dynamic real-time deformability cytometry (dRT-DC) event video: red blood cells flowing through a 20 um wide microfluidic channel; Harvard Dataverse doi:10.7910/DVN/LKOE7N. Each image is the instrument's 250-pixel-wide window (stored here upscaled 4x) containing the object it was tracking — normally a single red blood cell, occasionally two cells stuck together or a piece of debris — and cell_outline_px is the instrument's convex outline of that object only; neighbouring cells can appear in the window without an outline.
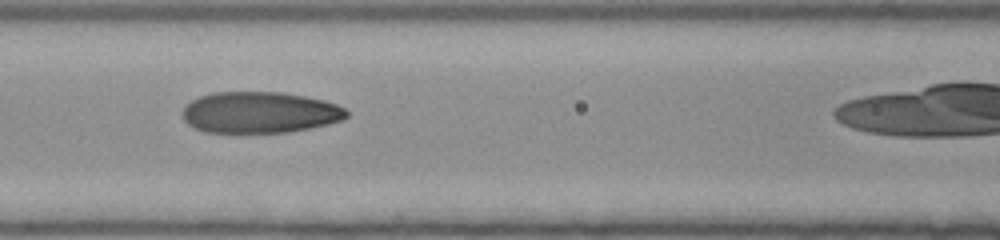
{"species": "human", "species_latin": "Homo sapiens", "temperature_condition": "room temperature", "stored_images_in_passage": 37, "camera_frame_rate_fps": 3000, "um_per_image_px": 0.085, "donor": {"sex": "female"}, "frame": {"image": 1, "passage_image": 19, "time_ms": 6.0, "image_size_px": [1000, 240], "cell_outline_px": [[348, 116], [344, 120], [328, 124], [288, 132], [204, 132], [188, 124], [184, 120], [180, 112], [184, 104], [200, 96], [212, 92], [280, 92], [304, 96], [324, 100], [336, 104], [344, 108], [348, 112]], "centroid_in_image_um": [22.05, 9.55], "position_along_channel_um": 144.6, "area_um2": 39.65}}
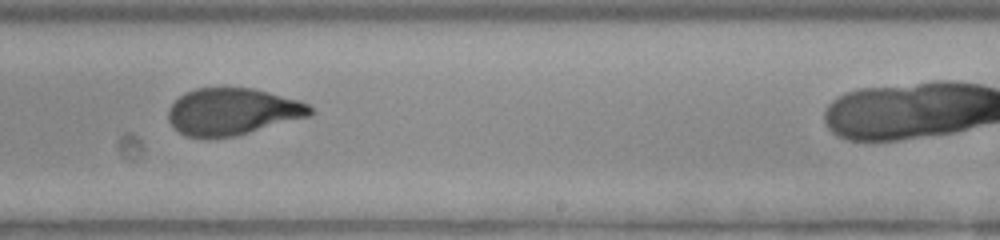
{"frame": {"image": 2, "passage_image": 28, "time_ms": 9.0, "image_size_px": [1000, 240], "cell_outline_px": [[312, 112], [308, 116], [248, 132], [232, 136], [188, 136], [180, 132], [168, 120], [168, 108], [184, 92], [196, 88], [252, 88], [300, 100], [308, 104], [312, 108]], "centroid_in_image_um": [19.74, 9.45], "position_along_channel_um": 269.3, "area_um2": 37.92}}
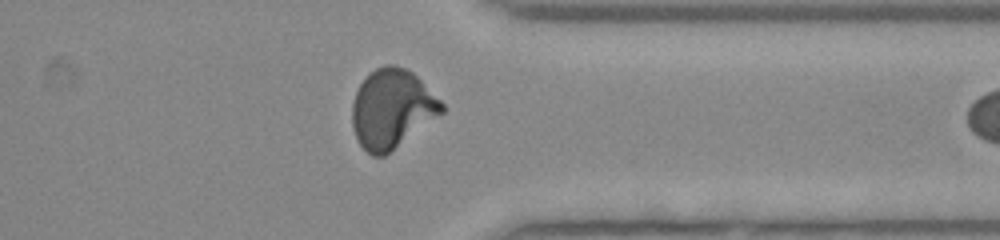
{"frame": {"image": 3, "passage_image": 36, "time_ms": 11.667, "image_size_px": [1000, 240], "cell_outline_px": [[444, 112], [384, 156], [372, 156], [360, 144], [356, 136], [352, 124], [352, 104], [356, 92], [360, 84], [376, 68], [384, 64], [396, 64], [408, 68], [444, 104]], "centroid_in_image_um": [33.31, 9.23], "position_along_channel_um": 378.1, "area_um2": 40.81}}